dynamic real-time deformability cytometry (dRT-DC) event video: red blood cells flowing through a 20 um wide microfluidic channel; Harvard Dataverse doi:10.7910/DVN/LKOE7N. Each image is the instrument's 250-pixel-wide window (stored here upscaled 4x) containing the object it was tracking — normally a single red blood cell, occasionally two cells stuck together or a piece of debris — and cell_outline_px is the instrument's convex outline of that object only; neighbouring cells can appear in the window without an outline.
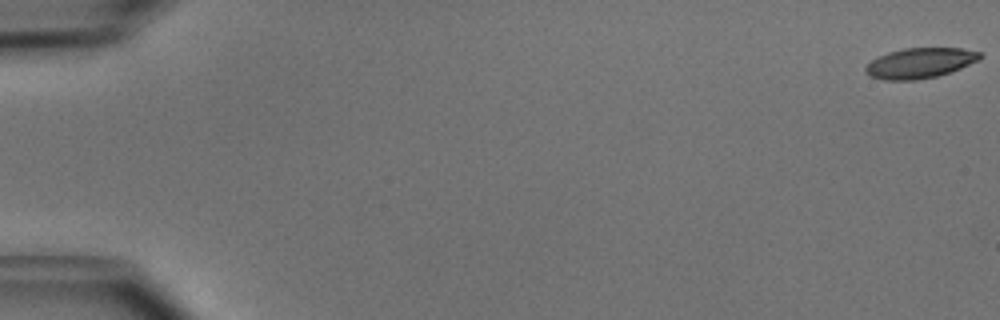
{"species": "common noctule bat (a hibernating species)", "species_latin": "Nyctalus noctula", "temperature_condition": "cold", "stored_images_in_passage": 52, "camera_frame_rate_fps": 3000, "um_per_image_px": 0.085, "animal": {"sex": "male", "body_mass_g": 15.6}, "frame": {"image": 1, "passage_image": 1, "time_ms": 0.0, "image_size_px": [1000, 320], "cell_outline_px": [[984, 56], [980, 60], [960, 68], [936, 76], [916, 80], [884, 80], [868, 76], [864, 72], [864, 68], [872, 60], [888, 52], [904, 48], [960, 48], [980, 52]], "centroid_in_image_um": [78.19, 5.36], "position_along_channel_um": 6.8, "area_um2": 20.17}}
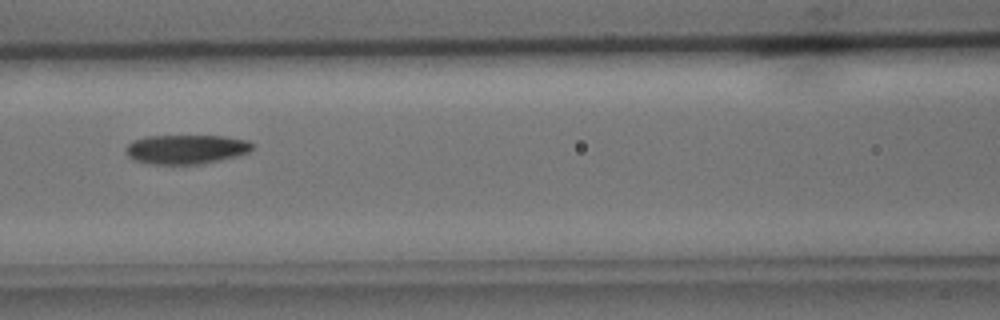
{"frame": {"image": 2, "passage_image": 24, "time_ms": 7.667, "image_size_px": [1000, 320], "cell_outline_px": [[256, 144], [248, 152], [236, 156], [220, 160], [200, 164], [148, 164], [132, 160], [124, 152], [124, 148], [132, 140], [144, 136], [224, 136], [248, 140]], "centroid_in_image_um": [15.78, 12.68], "position_along_channel_um": 150.8, "area_um2": 21.91}}
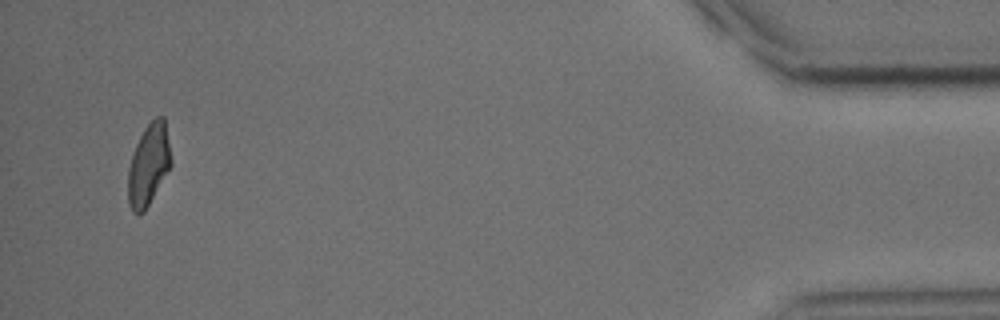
{"frame": {"image": 3, "passage_image": 50, "time_ms": 16.333, "image_size_px": [1000, 320], "cell_outline_px": [[172, 164], [144, 212], [132, 212], [128, 204], [128, 168], [136, 144], [144, 128], [156, 116], [164, 116], [172, 160]], "centroid_in_image_um": [12.63, 13.99], "position_along_channel_um": 422.6, "area_um2": 20.29}, "authors_computed_cell_mechanics": {"area_um2": 21.5594, "velocity_mm_per_s": 3.9687, "shape_relaxation_time_tau1_ms": 3.7859, "shape_relaxation_time_tau2_ms": 3.0708, "deformation_change_tau1": 0.1372, "deformation_change_tau2": 0.0919}}